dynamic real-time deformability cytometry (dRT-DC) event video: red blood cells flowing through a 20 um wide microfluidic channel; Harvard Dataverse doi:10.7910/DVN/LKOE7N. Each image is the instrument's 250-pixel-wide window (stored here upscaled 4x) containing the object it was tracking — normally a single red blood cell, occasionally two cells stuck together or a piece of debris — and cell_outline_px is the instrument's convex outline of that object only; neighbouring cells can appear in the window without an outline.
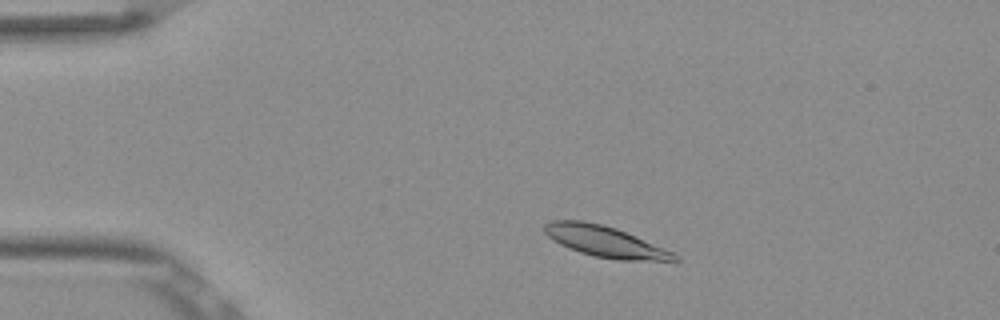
{"species": "Egyptian fruit bat (a non-hibernating species)", "species_latin": "Rousettus aegyptiacus", "temperature_condition": "room temperature", "stored_images_in_passage": 49, "camera_frame_rate_fps": 3000, "um_per_image_px": 0.085, "frame": {"image": 1, "passage_image": 6, "time_ms": 1.667, "image_size_px": [1000, 320], "cell_outline_px": [[680, 260], [616, 260], [592, 256], [568, 248], [552, 240], [544, 232], [544, 224], [552, 220], [584, 220], [604, 224], [616, 228], [672, 252], [680, 256]], "centroid_in_image_um": [51.37, 20.52], "position_along_channel_um": 33.6, "area_um2": 23.35}}
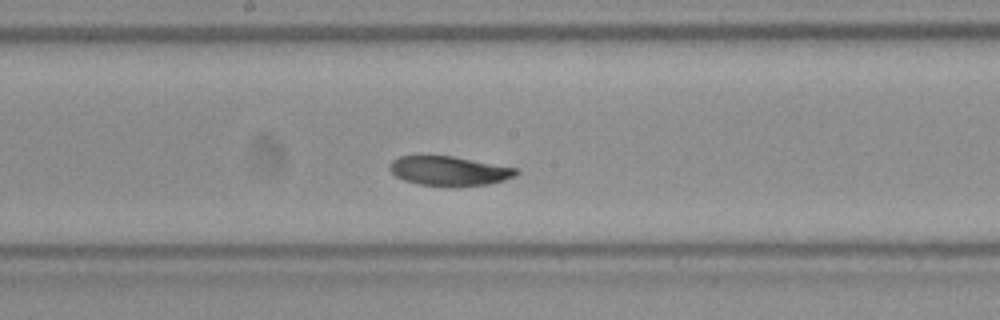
{"frame": {"image": 2, "passage_image": 24, "time_ms": 7.667, "image_size_px": [1000, 320], "cell_outline_px": [[520, 172], [516, 176], [504, 180], [488, 184], [448, 188], [420, 184], [404, 180], [396, 176], [388, 168], [388, 164], [392, 160], [400, 156], [452, 156], [516, 168]], "centroid_in_image_um": [38.17, 14.55], "position_along_channel_um": 210.0, "area_um2": 21.91}}
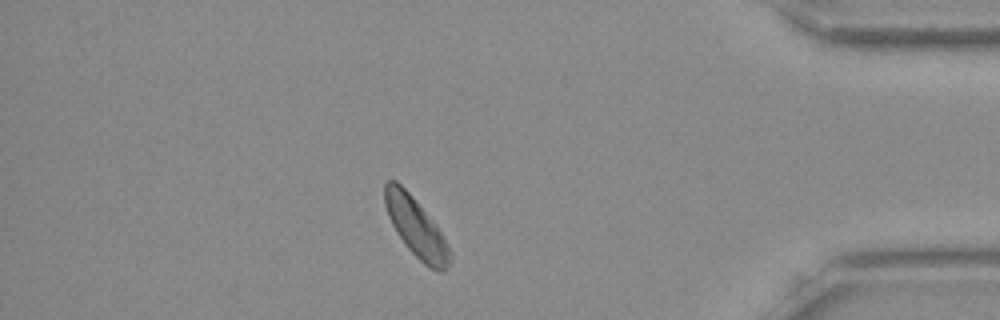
{"frame": {"image": 3, "passage_image": 42, "time_ms": 13.667, "image_size_px": [1000, 320], "cell_outline_px": [[452, 252], [448, 264], [444, 272], [440, 272], [428, 268], [408, 248], [396, 232], [388, 216], [384, 204], [384, 184], [388, 180], [396, 180], [412, 196], [436, 224], [444, 236]], "centroid_in_image_um": [35.37, 19.34], "position_along_channel_um": 399.8, "area_um2": 22.37}, "authors_computed_cell_mechanics": {"area_um2": 22.4842, "velocity_mm_per_s": 3.7736, "shape_relaxation_time_tau1_ms": 1.8146, "shape_relaxation_time_tau2_ms": null, "deformation_change_tau1": 0.0723, "deformation_change_tau2": null}}